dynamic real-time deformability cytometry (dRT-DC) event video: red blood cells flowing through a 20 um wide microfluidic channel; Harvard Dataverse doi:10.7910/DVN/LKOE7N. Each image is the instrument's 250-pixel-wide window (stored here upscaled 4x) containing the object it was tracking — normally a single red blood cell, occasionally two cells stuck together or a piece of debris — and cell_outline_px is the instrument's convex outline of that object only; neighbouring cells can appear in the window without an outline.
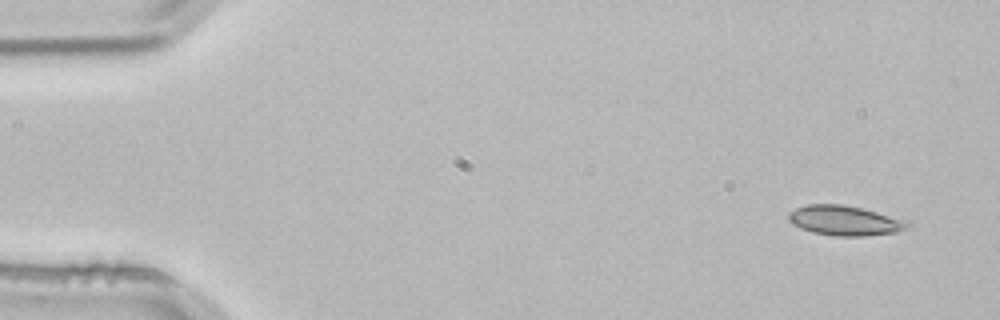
{"species": "common noctule bat (a hibernating species)", "species_latin": "Nyctalus noctula", "temperature_condition": "room temperature", "stored_images_in_passage": 3, "camera_frame_rate_fps": 3000, "um_per_image_px": 0.085, "animal": {"sex": "male", "body_mass_g": 21.5, "forearm_length_mm": 52.0}, "frame": {"image": 1, "passage_image": 1, "time_ms": 0.0, "image_size_px": [1000, 320], "cell_outline_px": [[912, 228], [896, 232], [864, 236], [836, 236], [812, 232], [800, 228], [792, 224], [788, 220], [788, 212], [796, 208], [808, 204], [844, 204], [908, 220], [912, 224]], "centroid_in_image_um": [71.83, 18.75], "position_along_channel_um": 13.2, "area_um2": 20.92}}
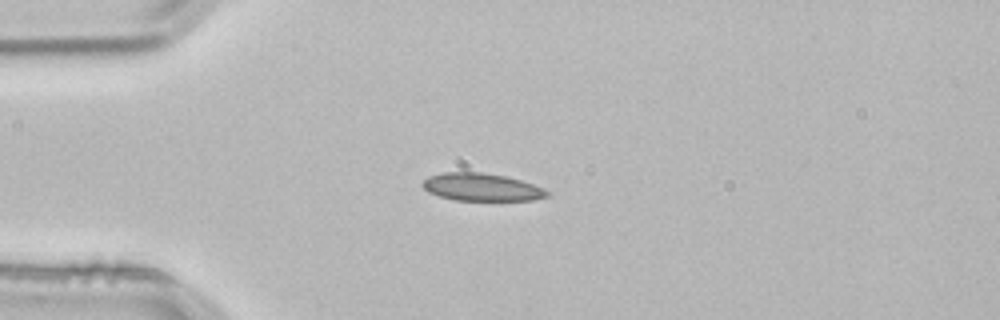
{"frame": {"image": 2, "passage_image": 3, "time_ms": 0.667, "image_size_px": [1000, 320], "cell_outline_px": [[552, 192], [548, 196], [532, 200], [456, 200], [440, 196], [428, 192], [420, 184], [428, 176], [440, 172], [480, 172], [504, 176], [520, 180], [544, 188]], "centroid_in_image_um": [40.92, 15.9], "position_along_channel_um": 44.1, "area_um2": 20.06}}